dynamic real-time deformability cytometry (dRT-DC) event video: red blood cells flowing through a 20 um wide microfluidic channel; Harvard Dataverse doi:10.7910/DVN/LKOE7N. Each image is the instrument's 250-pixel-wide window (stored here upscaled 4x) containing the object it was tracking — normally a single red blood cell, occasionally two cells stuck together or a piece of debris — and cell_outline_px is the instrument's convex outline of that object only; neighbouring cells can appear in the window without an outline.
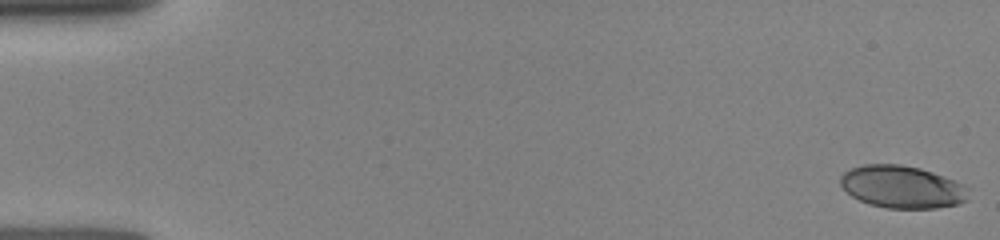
{"species": "human", "species_latin": "Homo sapiens", "temperature_condition": "room temperature", "stored_images_in_passage": 8, "camera_frame_rate_fps": 3000, "um_per_image_px": 0.085, "donor": {"sex": "female"}, "frame": {"image": 1, "passage_image": 1, "time_ms": 0.0, "image_size_px": [1000, 240], "cell_outline_px": [[968, 200], [960, 204], [936, 208], [888, 208], [868, 204], [852, 196], [840, 184], [840, 176], [844, 172], [852, 168], [864, 164], [900, 164], [920, 168], [956, 180], [964, 184], [968, 188]], "centroid_in_image_um": [76.71, 15.89], "position_along_channel_um": 8.3, "area_um2": 31.85}}